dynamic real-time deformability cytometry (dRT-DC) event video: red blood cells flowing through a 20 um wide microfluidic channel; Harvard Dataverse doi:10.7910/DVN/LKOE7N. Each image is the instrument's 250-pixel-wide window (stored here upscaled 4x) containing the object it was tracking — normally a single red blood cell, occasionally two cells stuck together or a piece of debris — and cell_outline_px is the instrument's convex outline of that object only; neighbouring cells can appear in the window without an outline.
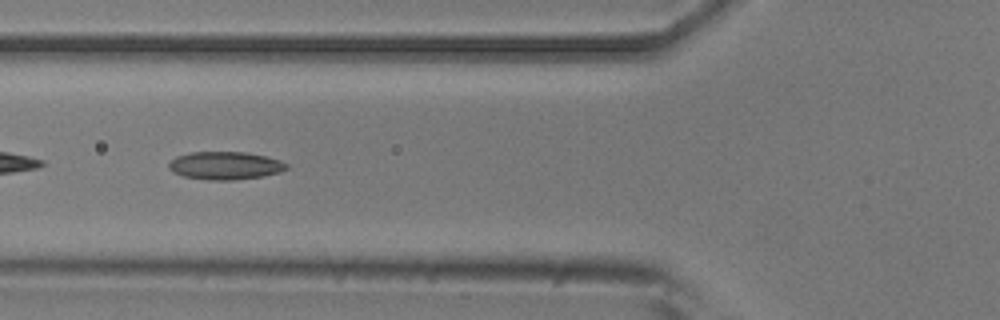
{"species": "common noctule bat (a hibernating species)", "species_latin": "Nyctalus noctula", "temperature_condition": "room temperature", "stored_images_in_passage": 44, "camera_frame_rate_fps": 3000, "um_per_image_px": 0.085, "animal": {"sex": "male", "body_mass_g": 20.5, "forearm_length_mm": 52.5}, "frame": {"image": 1, "passage_image": 18, "time_ms": 5.667, "image_size_px": [1000, 320], "cell_outline_px": [[288, 168], [280, 172], [264, 176], [232, 180], [208, 180], [184, 176], [172, 172], [168, 168], [168, 164], [176, 156], [188, 152], [244, 152], [264, 156], [280, 160], [288, 164]], "centroid_in_image_um": [19.13, 14.07], "position_along_channel_um": 106.7, "area_um2": 19.19}}
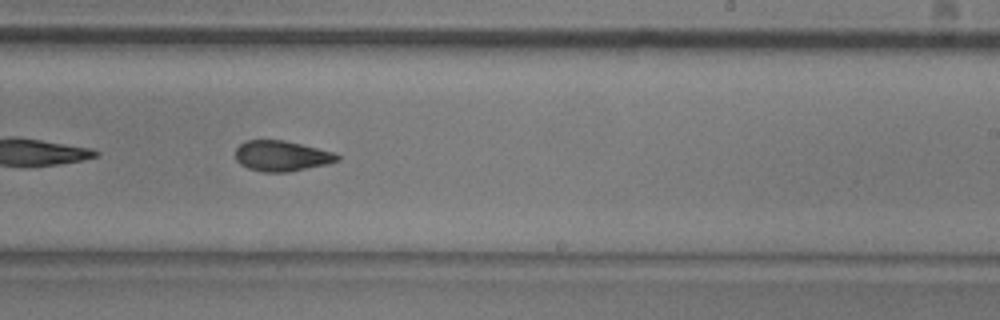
{"frame": {"image": 2, "passage_image": 30, "time_ms": 9.667, "image_size_px": [1000, 320], "cell_outline_px": [[340, 160], [328, 164], [288, 172], [260, 172], [248, 168], [240, 164], [236, 160], [236, 148], [244, 140], [284, 140], [332, 152], [340, 156]], "centroid_in_image_um": [23.91, 13.26], "position_along_channel_um": 265.1, "area_um2": 18.09}}
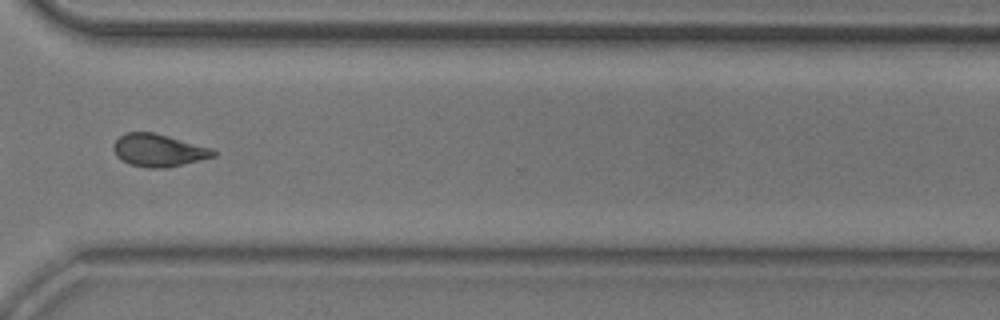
{"frame": {"image": 3, "passage_image": 37, "time_ms": 12.0, "image_size_px": [1000, 320], "cell_outline_px": [[216, 156], [164, 168], [148, 168], [132, 164], [120, 160], [116, 156], [112, 148], [116, 140], [120, 136], [128, 132], [152, 132], [168, 136], [212, 148], [216, 152]], "centroid_in_image_um": [13.45, 12.77], "position_along_channel_um": 357.1, "area_um2": 18.73}, "authors_computed_cell_mechanics": {"area_um2": 19.1029, "velocity_mm_per_s": 3.9567, "shape_relaxation_time_tau1_ms": 7.4078, "shape_relaxation_time_tau2_ms": 2.6698, "deformation_change_tau1": 0.148, "deformation_change_tau2": 0.0945}}